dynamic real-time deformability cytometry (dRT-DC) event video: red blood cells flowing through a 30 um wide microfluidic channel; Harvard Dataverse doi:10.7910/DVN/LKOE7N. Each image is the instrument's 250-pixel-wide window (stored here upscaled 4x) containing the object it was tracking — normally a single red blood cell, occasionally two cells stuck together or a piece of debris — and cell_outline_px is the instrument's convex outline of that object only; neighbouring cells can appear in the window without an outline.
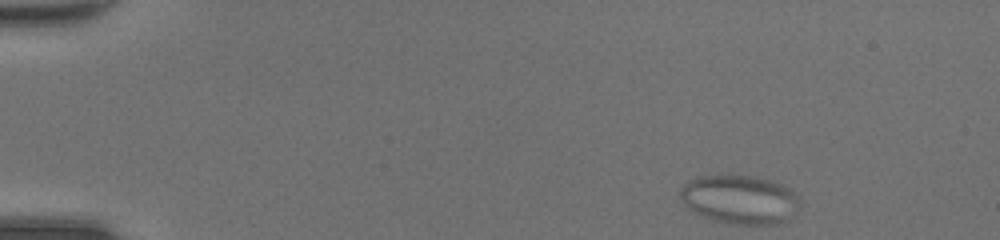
{"species": "common noctule bat (a hibernating species)", "species_latin": "Nyctalus noctula", "temperature_condition": "room temperature", "stored_images_in_passage": 45, "camera_frame_rate_fps": 3000, "um_per_image_px": 0.085, "animal": {"sex": "female", "body_mass_g": 20.0, "forearm_length_mm": 54.0}, "frame": {"image": 1, "passage_image": 1, "time_ms": 0.0, "image_size_px": [1000, 240], "cell_outline_px": [[800, 200], [796, 216], [784, 224], [728, 224], [712, 220], [692, 212], [688, 208], [680, 196], [680, 192], [684, 184], [688, 180], [700, 176], [716, 172], [728, 172], [756, 176], [780, 184], [788, 188]], "centroid_in_image_um": [62.87, 16.93], "position_along_channel_um": 22.1, "area_um2": 35.2}}
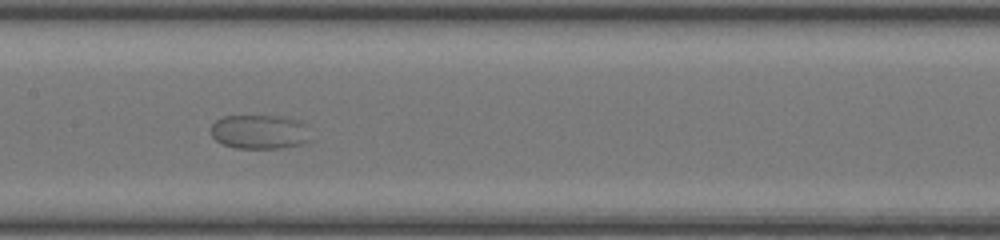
{"frame": {"image": 2, "passage_image": 21, "time_ms": 6.667, "image_size_px": [1000, 240], "cell_outline_px": [[312, 140], [300, 144], [280, 148], [236, 148], [224, 144], [216, 140], [212, 136], [212, 124], [216, 120], [224, 116], [284, 116], [300, 120], [304, 124]], "centroid_in_image_um": [22.09, 11.2], "position_along_channel_um": 185.3, "area_um2": 19.88}}
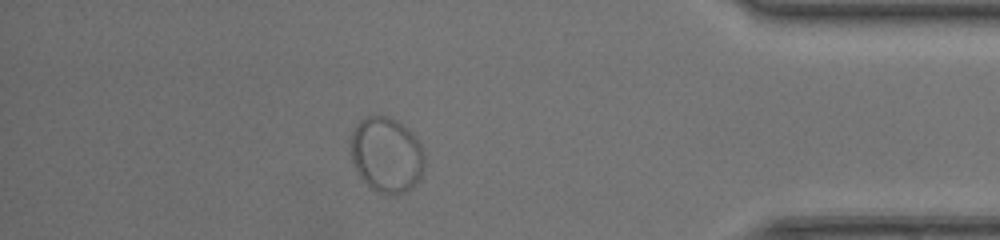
{"frame": {"image": 3, "passage_image": 39, "time_ms": 12.667, "image_size_px": [1000, 240], "cell_outline_px": [[424, 168], [420, 180], [412, 188], [400, 196], [392, 196], [380, 192], [372, 188], [356, 172], [352, 160], [352, 132], [356, 124], [364, 116], [388, 116], [396, 120], [408, 128], [412, 132], [420, 144], [424, 152]], "centroid_in_image_um": [32.89, 13.18], "position_along_channel_um": 402.3, "area_um2": 32.71}}